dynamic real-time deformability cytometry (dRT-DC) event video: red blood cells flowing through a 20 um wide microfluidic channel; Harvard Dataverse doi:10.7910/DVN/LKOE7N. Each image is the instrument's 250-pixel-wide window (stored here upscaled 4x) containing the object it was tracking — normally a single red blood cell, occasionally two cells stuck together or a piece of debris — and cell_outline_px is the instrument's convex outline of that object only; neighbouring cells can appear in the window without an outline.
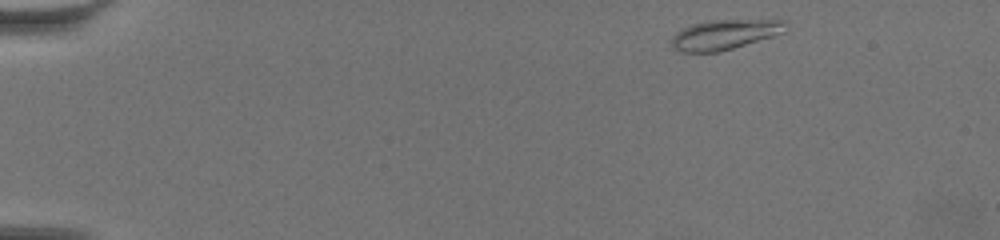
{"species": "common noctule bat (a hibernating species)", "species_latin": "Nyctalus noctula", "temperature_condition": "warm", "stored_images_in_passage": 51, "camera_frame_rate_fps": 3000, "um_per_image_px": 0.085, "animal": {"sex": "female", "body_mass_g": 19.5, "forearm_length_mm": 54.1}, "frame": {"image": 1, "passage_image": 1, "time_ms": 0.0, "image_size_px": [1000, 240], "cell_outline_px": [[788, 20], [784, 32], [772, 36], [720, 52], [680, 52], [672, 48], [672, 36], [676, 32], [692, 24], [708, 20]], "centroid_in_image_um": [61.57, 2.94], "position_along_channel_um": 23.4, "area_um2": 19.83}}
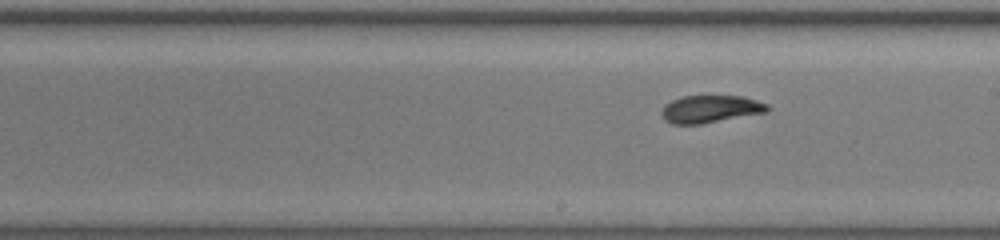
{"frame": {"image": 2, "passage_image": 29, "time_ms": 9.333, "image_size_px": [1000, 240], "cell_outline_px": [[772, 108], [768, 112], [700, 124], [672, 124], [664, 120], [660, 112], [664, 104], [672, 100], [684, 96], [744, 96], [768, 104]], "centroid_in_image_um": [60.39, 9.27], "position_along_channel_um": 228.6, "area_um2": 17.11}}
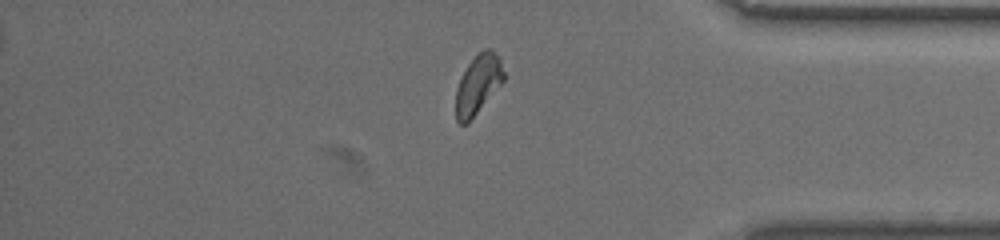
{"frame": {"image": 3, "passage_image": 45, "time_ms": 14.667, "image_size_px": [1000, 240], "cell_outline_px": [[504, 80], [468, 124], [460, 124], [456, 120], [456, 88], [468, 64], [484, 48], [492, 48], [500, 60], [504, 72]], "centroid_in_image_um": [40.63, 7.19], "position_along_channel_um": 394.6, "area_um2": 16.36}, "authors_computed_cell_mechanics": {"area_um2": 17.2822, "velocity_mm_per_s": 3.4293, "shape_relaxation_time_tau1_ms": 3.034, "shape_relaxation_time_tau2_ms": 1.8662, "deformation_change_tau1": 0.138, "deformation_change_tau2": 0.0305}}